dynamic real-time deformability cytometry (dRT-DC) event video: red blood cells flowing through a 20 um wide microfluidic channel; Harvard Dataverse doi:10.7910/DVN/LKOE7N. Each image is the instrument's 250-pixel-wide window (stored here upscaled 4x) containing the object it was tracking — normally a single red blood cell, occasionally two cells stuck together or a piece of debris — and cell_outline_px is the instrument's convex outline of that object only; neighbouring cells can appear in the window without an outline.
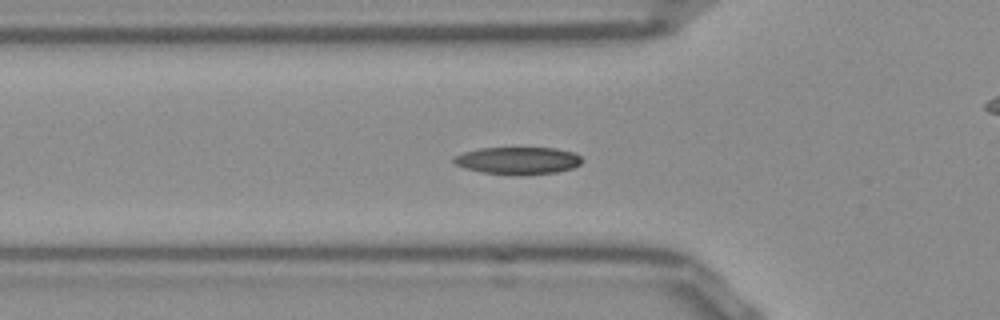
{"species": "Egyptian fruit bat (a non-hibernating species)", "species_latin": "Rousettus aegyptiacus", "temperature_condition": "room temperature", "stored_images_in_passage": 40, "camera_frame_rate_fps": 3000, "um_per_image_px": 0.085, "frame": {"image": 1, "passage_image": 4, "time_ms": 1.0, "image_size_px": [1000, 320], "cell_outline_px": [[584, 160], [580, 164], [572, 168], [556, 172], [524, 176], [512, 176], [480, 172], [464, 168], [452, 164], [452, 160], [456, 156], [464, 152], [480, 148], [556, 148], [572, 152], [580, 156]], "centroid_in_image_um": [44.0, 13.67], "position_along_channel_um": 81.8, "area_um2": 20.81}}
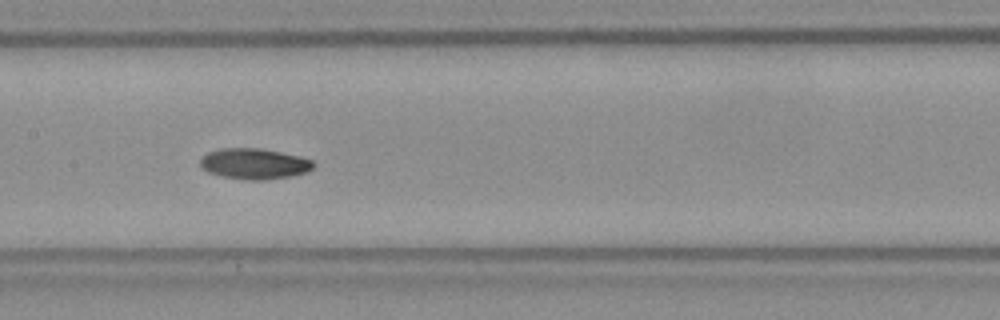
{"frame": {"image": 2, "passage_image": 12, "time_ms": 3.667, "image_size_px": [1000, 320], "cell_outline_px": [[316, 164], [312, 168], [304, 172], [288, 176], [264, 180], [244, 180], [224, 176], [208, 172], [200, 164], [200, 160], [208, 152], [220, 148], [260, 148], [300, 156], [312, 160]], "centroid_in_image_um": [21.61, 13.91], "position_along_channel_um": 185.8, "area_um2": 20.06}}
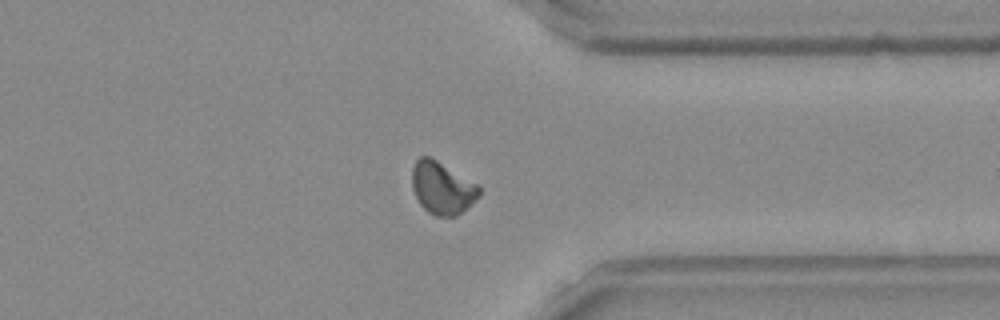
{"frame": {"image": 3, "passage_image": 27, "time_ms": 8.667, "image_size_px": [1000, 320], "cell_outline_px": [[480, 196], [456, 216], [432, 216], [420, 204], [412, 188], [412, 168], [416, 160], [420, 156], [428, 156], [436, 160], [476, 184], [480, 188]], "centroid_in_image_um": [37.55, 15.99], "position_along_channel_um": 373.8, "area_um2": 20.17}, "authors_computed_cell_mechanics": {"area_um2": 19.8832, "velocity_mm_per_s": 3.8604, "shape_relaxation_time_tau1_ms": 8.3028, "shape_relaxation_time_tau2_ms": null, "deformation_change_tau1": 0.1665, "deformation_change_tau2": null}}